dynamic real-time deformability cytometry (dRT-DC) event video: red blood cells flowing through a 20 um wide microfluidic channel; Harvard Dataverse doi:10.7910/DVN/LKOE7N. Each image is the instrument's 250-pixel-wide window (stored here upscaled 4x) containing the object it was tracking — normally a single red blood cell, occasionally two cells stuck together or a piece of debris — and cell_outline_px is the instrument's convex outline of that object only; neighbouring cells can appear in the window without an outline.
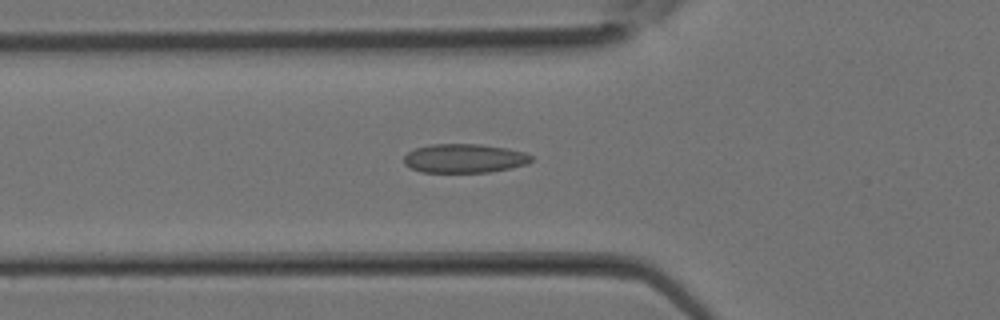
{"species": "Egyptian fruit bat (a non-hibernating species)", "species_latin": "Rousettus aegyptiacus", "temperature_condition": "room temperature", "stored_images_in_passage": 13, "camera_frame_rate_fps": 3000, "um_per_image_px": 0.085, "animal": {"sex": "female"}, "frame": {"image": 1, "passage_image": 6, "time_ms": 1.667, "image_size_px": [1000, 320], "cell_outline_px": [[532, 160], [528, 164], [512, 168], [488, 172], [420, 172], [404, 164], [404, 156], [408, 152], [416, 148], [432, 144], [480, 144], [508, 148], [524, 152], [532, 156]], "centroid_in_image_um": [39.49, 13.46], "position_along_channel_um": 86.3, "area_um2": 21.56}}
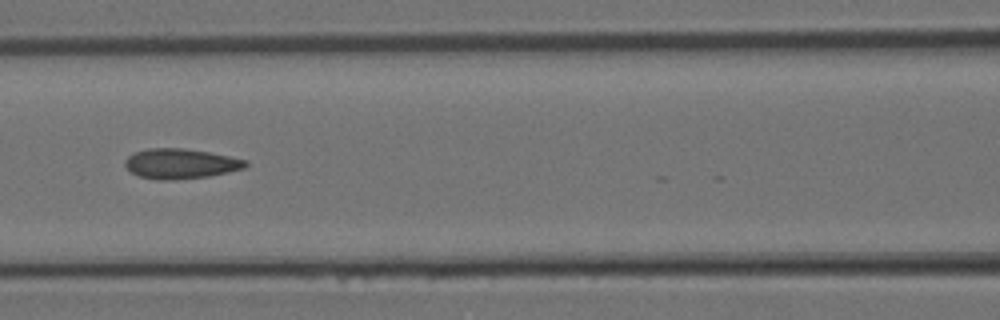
{"frame": {"image": 2, "passage_image": 9, "time_ms": 2.667, "image_size_px": [1000, 320], "cell_outline_px": [[248, 164], [244, 168], [228, 172], [208, 176], [168, 180], [156, 180], [140, 176], [132, 172], [124, 164], [124, 160], [132, 152], [148, 148], [184, 148], [208, 152], [248, 160]], "centroid_in_image_um": [15.32, 13.9], "position_along_channel_um": 151.3, "area_um2": 21.04}}
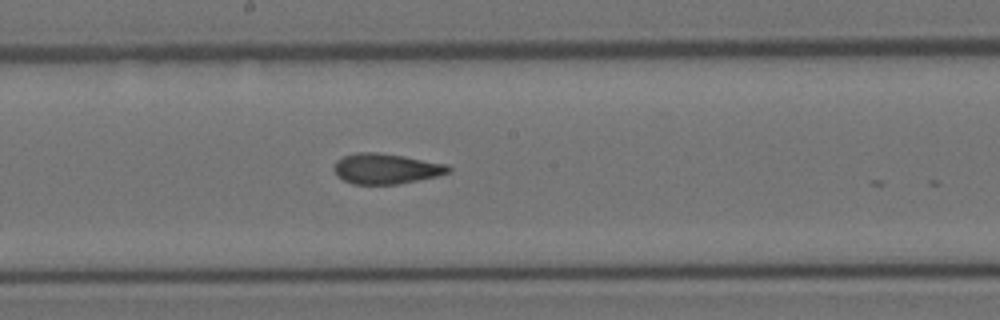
{"frame": {"image": 3, "passage_image": 12, "time_ms": 3.667, "image_size_px": [1000, 320], "cell_outline_px": [[452, 172], [436, 176], [396, 184], [352, 184], [336, 176], [332, 168], [336, 160], [344, 156], [356, 152], [376, 152], [404, 156], [448, 164], [452, 168]], "centroid_in_image_um": [32.79, 14.33], "position_along_channel_um": 215.4, "area_um2": 20.4}}